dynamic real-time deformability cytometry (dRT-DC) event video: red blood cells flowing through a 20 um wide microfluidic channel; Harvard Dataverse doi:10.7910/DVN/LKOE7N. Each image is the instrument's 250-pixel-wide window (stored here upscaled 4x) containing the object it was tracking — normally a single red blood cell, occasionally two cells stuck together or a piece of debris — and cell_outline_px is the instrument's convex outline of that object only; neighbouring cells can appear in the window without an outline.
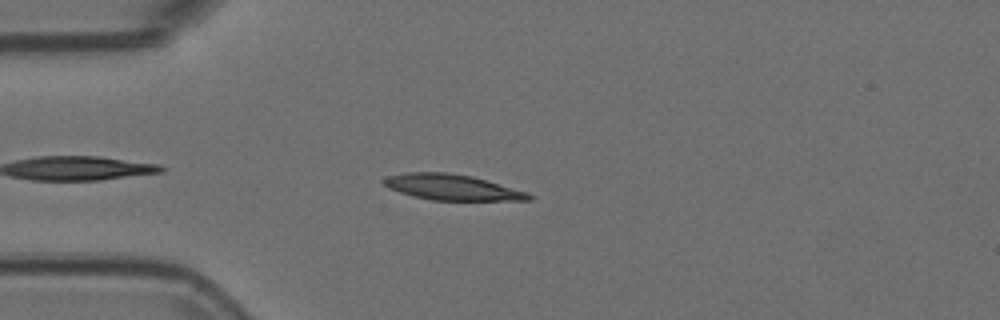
{"species": "Egyptian fruit bat (a non-hibernating species)", "species_latin": "Rousettus aegyptiacus", "temperature_condition": "room temperature", "stored_images_in_passage": 44, "camera_frame_rate_fps": 3000, "um_per_image_px": 0.085, "animal": {"sex": "female"}, "frame": {"image": 1, "passage_image": 4, "time_ms": 1.0, "image_size_px": [1000, 320], "cell_outline_px": [[532, 200], [432, 200], [412, 196], [388, 188], [380, 180], [388, 176], [404, 172], [448, 172], [472, 176], [528, 192], [532, 196]], "centroid_in_image_um": [38.38, 15.91], "position_along_channel_um": 46.6, "area_um2": 21.73}}
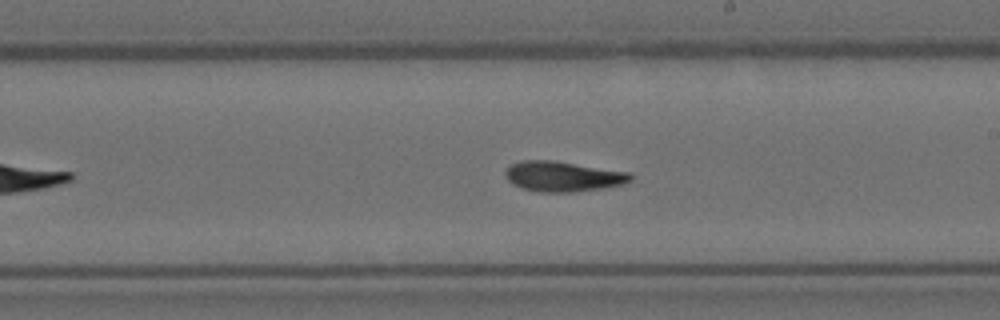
{"frame": {"image": 2, "passage_image": 21, "time_ms": 6.667, "image_size_px": [1000, 320], "cell_outline_px": [[632, 180], [620, 184], [604, 188], [572, 192], [540, 192], [520, 188], [512, 184], [504, 176], [504, 172], [512, 164], [520, 160], [556, 160], [632, 172]], "centroid_in_image_um": [47.84, 14.98], "position_along_channel_um": 241.2, "area_um2": 22.37}}
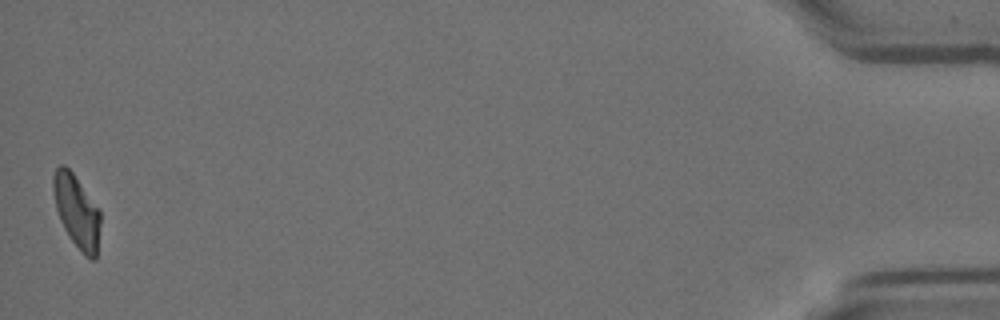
{"frame": {"image": 3, "passage_image": 44, "time_ms": 14.333, "image_size_px": [1000, 320], "cell_outline_px": [[100, 224], [96, 260], [92, 260], [84, 256], [80, 252], [68, 236], [60, 220], [56, 208], [52, 188], [52, 176], [56, 168], [60, 164], [64, 164], [72, 172], [100, 208]], "centroid_in_image_um": [6.52, 17.97], "position_along_channel_um": 428.7, "area_um2": 20.35}, "authors_computed_cell_mechanics": {"area_um2": 21.2126, "velocity_mm_per_s": 3.6944, "shape_relaxation_time_tau1_ms": 7.4881, "shape_relaxation_time_tau2_ms": 4.2076, "deformation_change_tau1": 0.2192, "deformation_change_tau2": 0.1116}}